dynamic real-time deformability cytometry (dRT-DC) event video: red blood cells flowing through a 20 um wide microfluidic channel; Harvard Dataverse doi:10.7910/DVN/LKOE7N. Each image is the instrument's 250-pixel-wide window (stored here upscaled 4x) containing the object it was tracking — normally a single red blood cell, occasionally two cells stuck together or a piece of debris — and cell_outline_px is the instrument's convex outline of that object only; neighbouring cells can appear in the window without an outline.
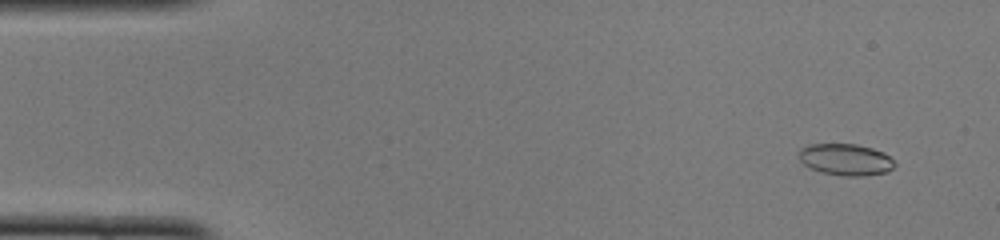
{"species": "common noctule bat (a hibernating species)", "species_latin": "Nyctalus noctula", "temperature_condition": "cold", "stored_images_in_passage": 49, "camera_frame_rate_fps": 3000, "um_per_image_px": 0.085, "animal": {"sex": "female", "body_mass_g": 22.0, "forearm_length_mm": 56.7}, "frame": {"image": 1, "passage_image": 4, "time_ms": 1.0, "image_size_px": [1000, 240], "cell_outline_px": [[896, 164], [888, 172], [864, 176], [844, 176], [820, 172], [804, 164], [800, 160], [800, 148], [808, 144], [856, 144], [872, 148], [884, 152]], "centroid_in_image_um": [71.89, 13.56], "position_along_channel_um": 13.1, "area_um2": 17.63}}
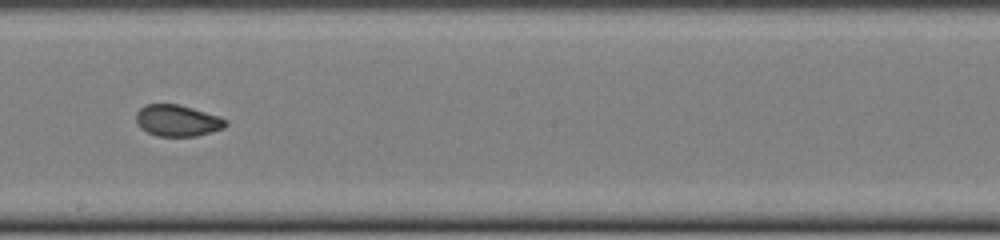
{"frame": {"image": 2, "passage_image": 28, "time_ms": 9.0, "image_size_px": [1000, 240], "cell_outline_px": [[228, 124], [224, 128], [196, 136], [156, 136], [140, 128], [136, 120], [136, 112], [144, 104], [180, 104], [220, 116], [228, 120]], "centroid_in_image_um": [15.09, 10.24], "position_along_channel_um": 233.1, "area_um2": 16.59}}
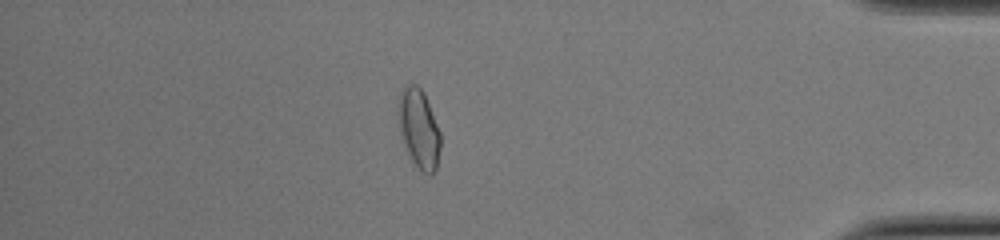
{"frame": {"image": 3, "passage_image": 43, "time_ms": 14.0, "image_size_px": [1000, 240], "cell_outline_px": [[440, 148], [436, 168], [432, 176], [428, 176], [420, 172], [412, 160], [400, 136], [396, 116], [396, 100], [404, 84], [416, 84], [424, 92], [440, 132]], "centroid_in_image_um": [35.55, 10.91], "position_along_channel_um": 399.6, "area_um2": 20.11}, "authors_computed_cell_mechanics": {"area_um2": 17.3978, "velocity_mm_per_s": 4.0993, "shape_relaxation_time_tau1_ms": null, "shape_relaxation_time_tau2_ms": 1.8557, "deformation_change_tau1": null, "deformation_change_tau2": 0.0443}}